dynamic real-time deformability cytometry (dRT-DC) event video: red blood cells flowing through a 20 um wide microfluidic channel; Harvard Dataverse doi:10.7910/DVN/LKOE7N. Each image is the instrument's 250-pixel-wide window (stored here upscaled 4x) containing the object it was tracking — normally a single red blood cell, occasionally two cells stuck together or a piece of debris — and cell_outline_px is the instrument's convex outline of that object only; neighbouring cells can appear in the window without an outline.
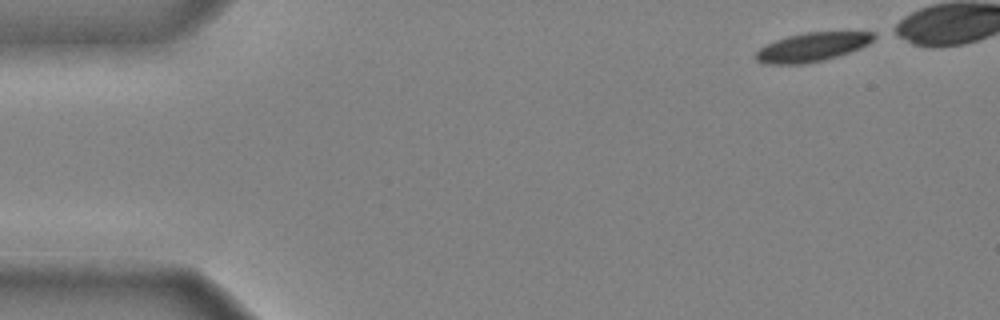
{"species": "common noctule bat (a hibernating species)", "species_latin": "Nyctalus noctula", "temperature_condition": "cold", "stored_images_in_passage": 39, "camera_frame_rate_fps": 3000, "um_per_image_px": 0.085, "animal": {"sex": "male", "body_mass_g": 20.4}, "frame": {"image": 1, "passage_image": 1, "time_ms": 0.0, "image_size_px": [1000, 320], "cell_outline_px": [[880, 36], [868, 44], [860, 48], [836, 56], [804, 64], [764, 64], [756, 60], [756, 52], [764, 44], [788, 36], [804, 32], [876, 32]], "centroid_in_image_um": [69.04, 3.99], "position_along_channel_um": 16.0, "area_um2": 19.83}}
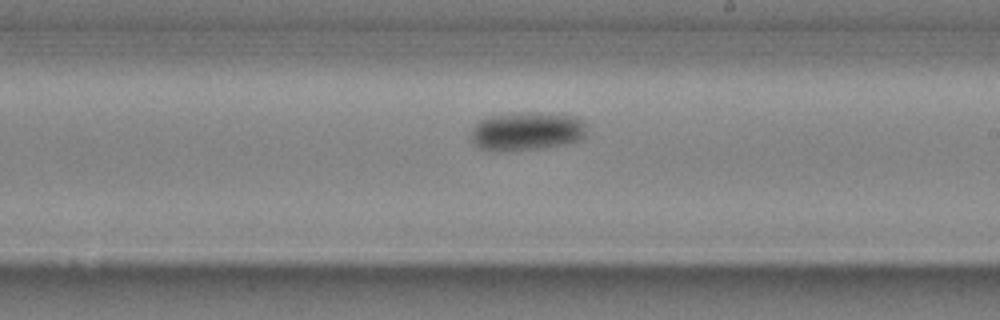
{"frame": {"image": 2, "passage_image": 26, "time_ms": 8.333, "image_size_px": [1000, 320], "cell_outline_px": [[584, 136], [580, 140], [564, 144], [540, 148], [508, 152], [480, 148], [472, 144], [472, 128], [480, 120], [488, 116], [512, 112], [540, 112], [576, 116], [584, 120]], "centroid_in_image_um": [44.75, 11.14], "position_along_channel_um": 244.3, "area_um2": 26.3}}
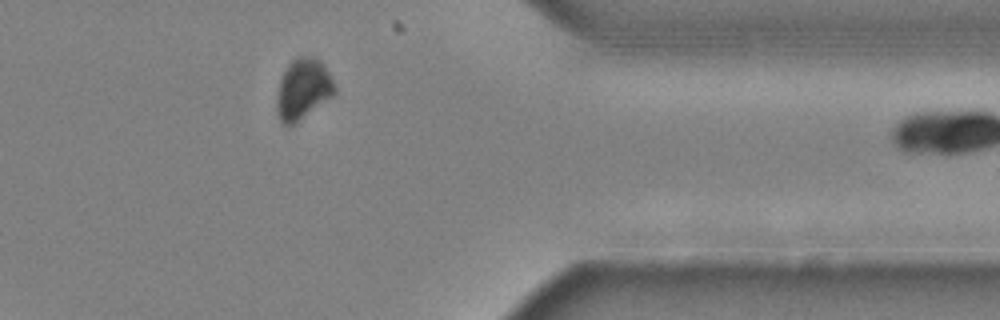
{"frame": {"image": 3, "passage_image": 38, "time_ms": 12.333, "image_size_px": [1000, 320], "cell_outline_px": [[336, 92], [332, 96], [288, 128], [280, 120], [276, 112], [276, 100], [280, 80], [288, 64], [296, 56], [308, 56], [320, 60], [324, 64], [336, 88]], "centroid_in_image_um": [25.73, 7.57], "position_along_channel_um": 385.7, "area_um2": 20.35}}